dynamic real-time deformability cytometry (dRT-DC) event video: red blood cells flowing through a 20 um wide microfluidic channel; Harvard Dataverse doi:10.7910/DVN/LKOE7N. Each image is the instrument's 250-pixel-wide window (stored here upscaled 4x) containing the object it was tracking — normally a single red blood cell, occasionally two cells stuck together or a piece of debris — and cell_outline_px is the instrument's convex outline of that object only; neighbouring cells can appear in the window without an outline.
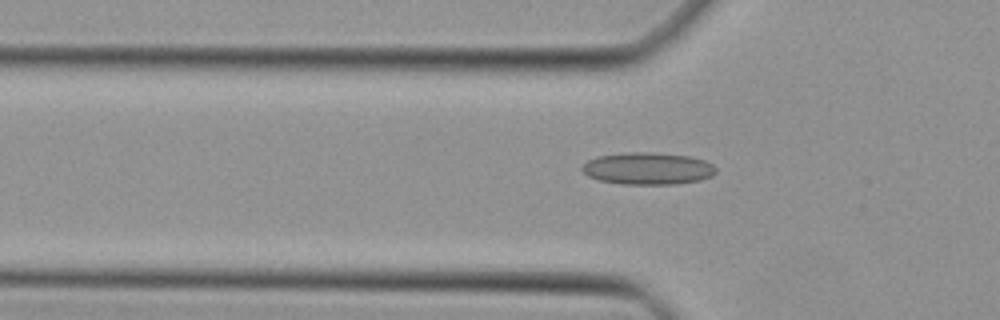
{"species": "Egyptian fruit bat (a non-hibernating species)", "species_latin": "Rousettus aegyptiacus", "temperature_condition": "cold", "stored_images_in_passage": 40, "camera_frame_rate_fps": 3000, "um_per_image_px": 0.085, "animal": {"sex": "female"}, "frame": {"image": 1, "passage_image": 12, "time_ms": 3.667, "image_size_px": [1000, 320], "cell_outline_px": [[716, 172], [712, 176], [700, 180], [672, 184], [620, 184], [600, 180], [588, 176], [580, 168], [588, 160], [596, 156], [628, 152], [652, 152], [688, 156], [704, 160], [712, 164], [716, 168]], "centroid_in_image_um": [55.05, 14.32], "position_along_channel_um": 70.7, "area_um2": 25.03}}
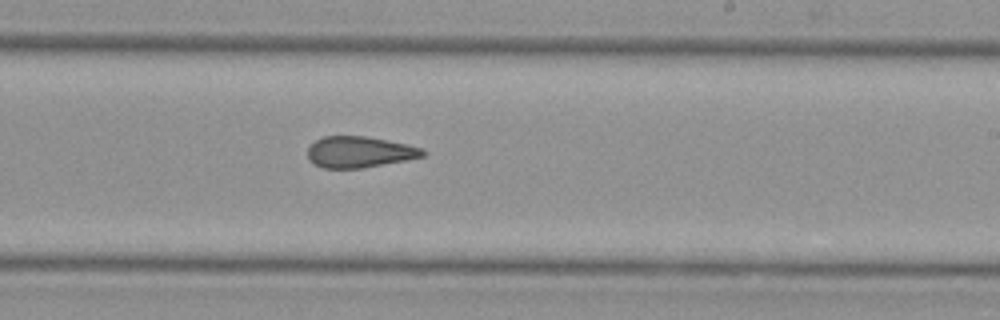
{"frame": {"image": 2, "passage_image": 25, "time_ms": 8.0, "image_size_px": [1000, 320], "cell_outline_px": [[428, 152], [424, 156], [404, 160], [360, 168], [324, 168], [312, 164], [308, 160], [308, 148], [316, 140], [324, 136], [364, 136], [388, 140], [408, 144], [424, 148]], "centroid_in_image_um": [30.56, 12.91], "position_along_channel_um": 258.4, "area_um2": 20.92}}
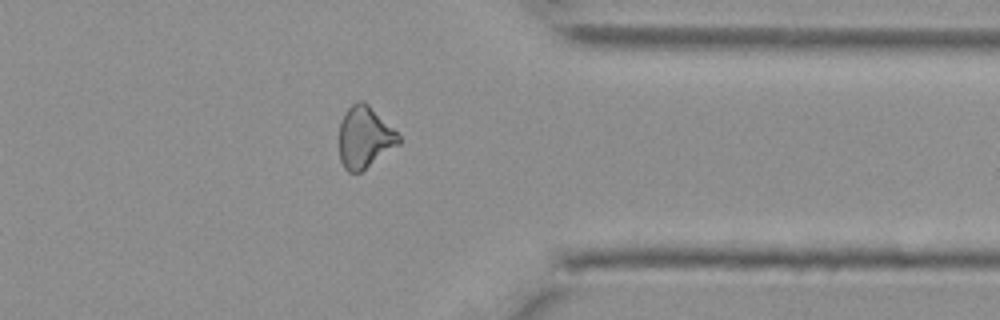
{"frame": {"image": 3, "passage_image": 34, "time_ms": 11.0, "image_size_px": [1000, 320], "cell_outline_px": [[400, 144], [360, 172], [348, 172], [344, 168], [340, 160], [340, 124], [344, 112], [352, 104], [360, 100], [364, 100], [400, 136]], "centroid_in_image_um": [30.98, 11.67], "position_along_channel_um": 380.4, "area_um2": 21.1}}